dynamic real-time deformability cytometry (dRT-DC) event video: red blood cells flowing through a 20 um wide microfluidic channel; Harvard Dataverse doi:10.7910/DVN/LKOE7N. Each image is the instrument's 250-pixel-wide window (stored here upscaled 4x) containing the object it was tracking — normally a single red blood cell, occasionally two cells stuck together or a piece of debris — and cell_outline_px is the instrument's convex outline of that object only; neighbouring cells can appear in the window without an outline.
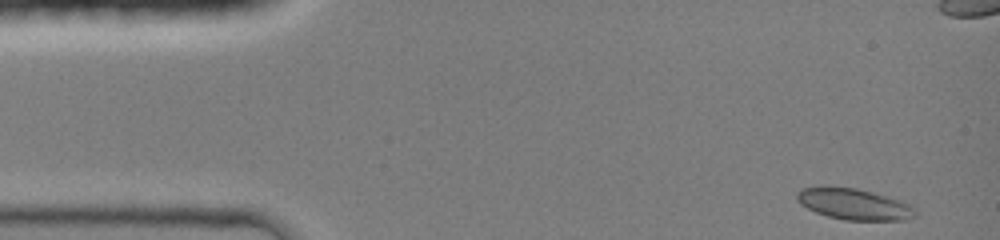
{"species": "common noctule bat (a hibernating species)", "species_latin": "Nyctalus noctula", "temperature_condition": "room temperature", "stored_images_in_passage": 41, "camera_frame_rate_fps": 3000, "um_per_image_px": 0.085, "animal": {"sex": "female", "body_mass_g": 19.0, "forearm_length_mm": 51.5}, "frame": {"image": 1, "passage_image": 1, "time_ms": 0.0, "image_size_px": [1000, 240], "cell_outline_px": [[916, 216], [904, 220], [844, 220], [828, 216], [816, 212], [800, 204], [796, 200], [796, 192], [800, 188], [856, 188], [872, 192], [900, 200], [916, 208]], "centroid_in_image_um": [72.61, 17.37], "position_along_channel_um": 12.4, "area_um2": 21.15}}
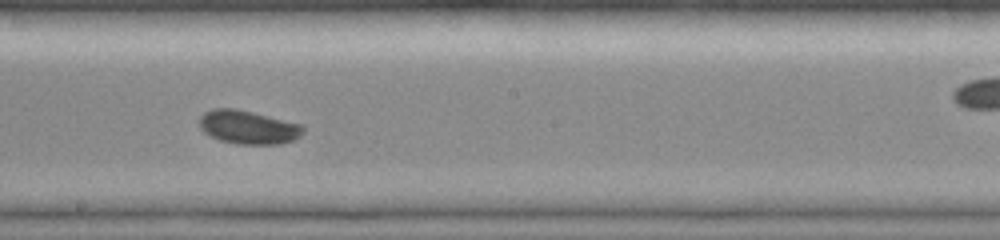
{"frame": {"image": 2, "passage_image": 23, "time_ms": 7.333, "image_size_px": [1000, 240], "cell_outline_px": [[304, 132], [300, 136], [292, 140], [280, 144], [236, 144], [220, 140], [204, 132], [200, 128], [200, 116], [204, 112], [212, 108], [236, 108], [304, 124]], "centroid_in_image_um": [21.12, 10.8], "position_along_channel_um": 227.1, "area_um2": 20.46}}
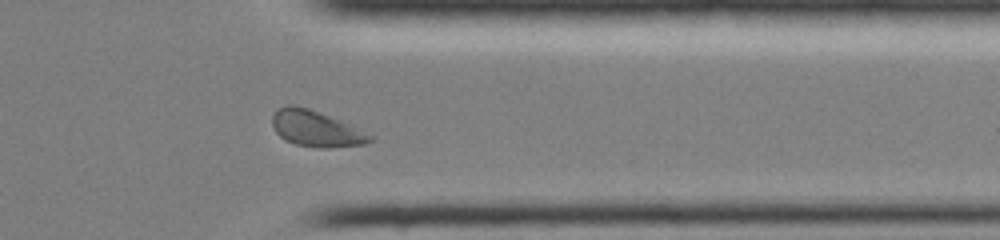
{"frame": {"image": 3, "passage_image": 34, "time_ms": 11.0, "image_size_px": [1000, 240], "cell_outline_px": [[372, 140], [364, 144], [328, 148], [320, 148], [296, 144], [284, 140], [276, 132], [272, 124], [272, 116], [280, 108], [288, 104], [292, 104], [308, 108], [348, 124], [372, 136]], "centroid_in_image_um": [26.81, 10.94], "position_along_channel_um": 384.6, "area_um2": 20.0}, "authors_computed_cell_mechanics": {"area_um2": 20.4034, "velocity_mm_per_s": 4.2674, "shape_relaxation_time_tau1_ms": 1.663, "shape_relaxation_time_tau2_ms": null, "deformation_change_tau1": 0.0765, "deformation_change_tau2": null}}